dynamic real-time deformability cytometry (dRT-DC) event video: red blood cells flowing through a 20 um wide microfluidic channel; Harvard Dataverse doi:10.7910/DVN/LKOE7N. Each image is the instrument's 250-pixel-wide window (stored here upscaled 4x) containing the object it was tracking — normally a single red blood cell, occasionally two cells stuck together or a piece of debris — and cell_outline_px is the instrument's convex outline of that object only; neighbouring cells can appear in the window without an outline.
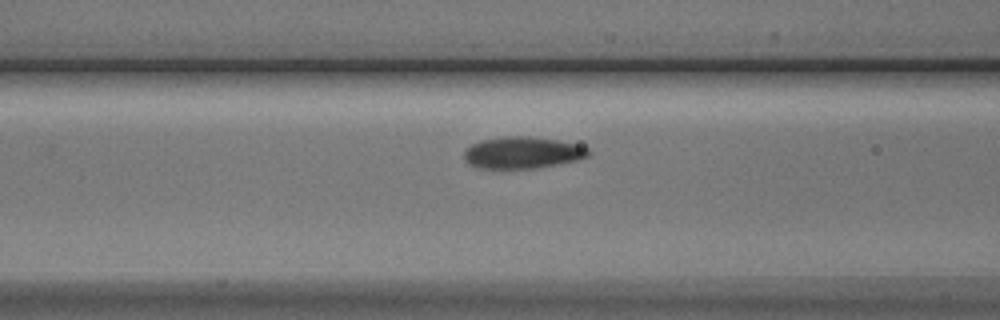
{"species": "Egyptian fruit bat (a non-hibernating species)", "species_latin": "Rousettus aegyptiacus", "temperature_condition": "cold", "stored_images_in_passage": 7, "camera_frame_rate_fps": 3000, "um_per_image_px": 0.085, "animal": {"sex": "male"}, "frame": {"image": 1, "passage_image": 6, "time_ms": 7.0, "image_size_px": [1000, 320], "cell_outline_px": [[592, 152], [588, 156], [576, 160], [536, 168], [480, 168], [468, 164], [464, 156], [464, 152], [472, 144], [480, 140], [504, 136], [528, 136], [556, 140], [576, 144], [588, 148]], "centroid_in_image_um": [44.4, 12.97], "position_along_channel_um": 122.2, "area_um2": 22.83}}
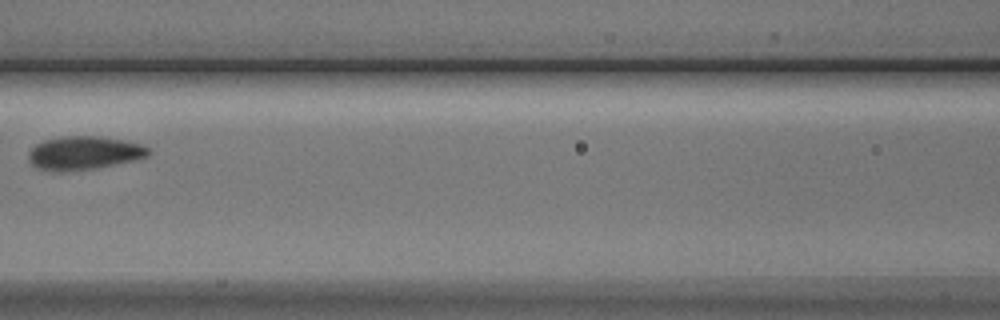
{"frame": {"image": 2, "passage_image": 7, "time_ms": 8.0, "image_size_px": [1000, 320], "cell_outline_px": [[152, 152], [148, 156], [132, 160], [92, 168], [64, 172], [56, 172], [36, 168], [28, 160], [28, 152], [36, 144], [44, 140], [64, 136], [100, 136], [124, 140], [140, 144], [148, 148]], "centroid_in_image_um": [7.09, 13.0], "position_along_channel_um": 159.5, "area_um2": 23.29}}